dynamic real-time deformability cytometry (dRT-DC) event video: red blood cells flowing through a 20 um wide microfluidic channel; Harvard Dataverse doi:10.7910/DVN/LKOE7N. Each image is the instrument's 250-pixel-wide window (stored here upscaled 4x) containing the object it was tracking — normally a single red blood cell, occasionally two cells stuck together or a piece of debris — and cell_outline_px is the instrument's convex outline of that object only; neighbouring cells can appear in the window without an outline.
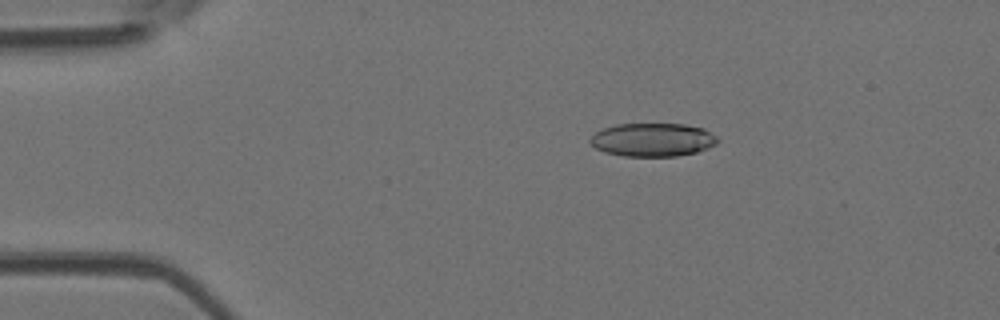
{"species": "Egyptian fruit bat (a non-hibernating species)", "species_latin": "Rousettus aegyptiacus", "temperature_condition": "room temperature", "stored_images_in_passage": 15, "camera_frame_rate_fps": 3000, "um_per_image_px": 0.085, "animal": {"sex": "female"}, "frame": {"image": 1, "passage_image": 4, "time_ms": 1.0, "image_size_px": [1000, 320], "cell_outline_px": [[720, 140], [716, 144], [708, 148], [696, 152], [676, 156], [624, 156], [604, 152], [596, 148], [588, 140], [596, 132], [604, 128], [616, 124], [684, 124], [704, 128], [716, 136]], "centroid_in_image_um": [55.49, 11.88], "position_along_channel_um": 29.5, "area_um2": 24.8}}
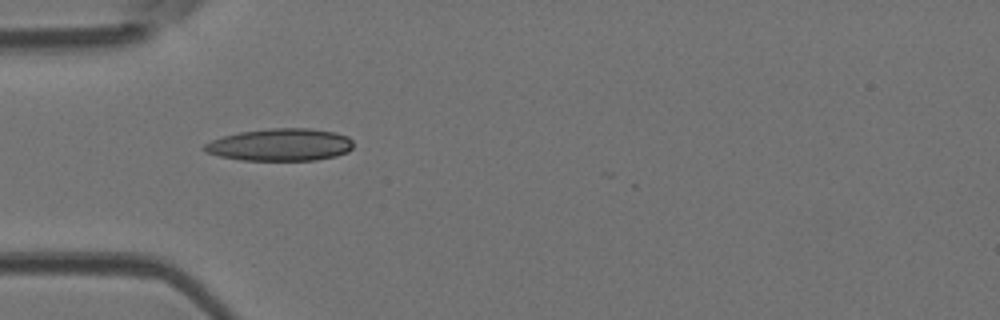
{"frame": {"image": 2, "passage_image": 10, "time_ms": 3.0, "image_size_px": [1000, 320], "cell_outline_px": [[352, 148], [348, 152], [336, 156], [316, 160], [240, 160], [220, 156], [204, 152], [200, 148], [204, 144], [212, 140], [224, 136], [240, 132], [268, 128], [308, 128], [336, 132], [348, 136], [352, 140]], "centroid_in_image_um": [23.82, 12.3], "position_along_channel_um": 61.2, "area_um2": 28.26}}
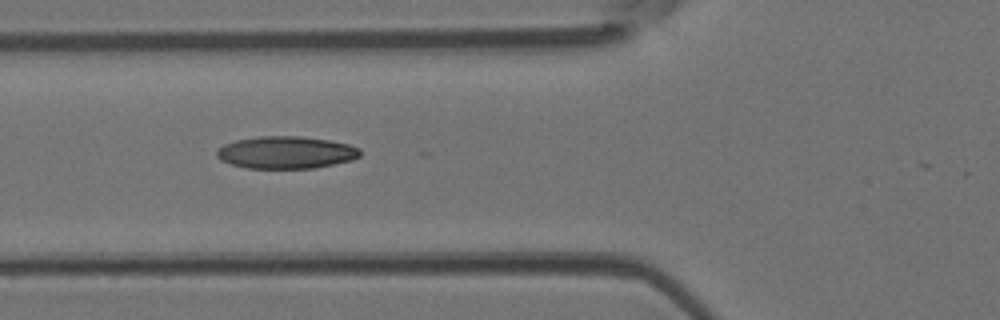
{"frame": {"image": 3, "passage_image": 13, "time_ms": 4.0, "image_size_px": [1000, 320], "cell_outline_px": [[360, 156], [352, 160], [316, 168], [244, 168], [220, 160], [216, 156], [216, 152], [224, 144], [236, 140], [260, 136], [300, 136], [328, 140], [348, 144], [360, 148]], "centroid_in_image_um": [24.31, 12.96], "position_along_channel_um": 101.5, "area_um2": 26.99}}